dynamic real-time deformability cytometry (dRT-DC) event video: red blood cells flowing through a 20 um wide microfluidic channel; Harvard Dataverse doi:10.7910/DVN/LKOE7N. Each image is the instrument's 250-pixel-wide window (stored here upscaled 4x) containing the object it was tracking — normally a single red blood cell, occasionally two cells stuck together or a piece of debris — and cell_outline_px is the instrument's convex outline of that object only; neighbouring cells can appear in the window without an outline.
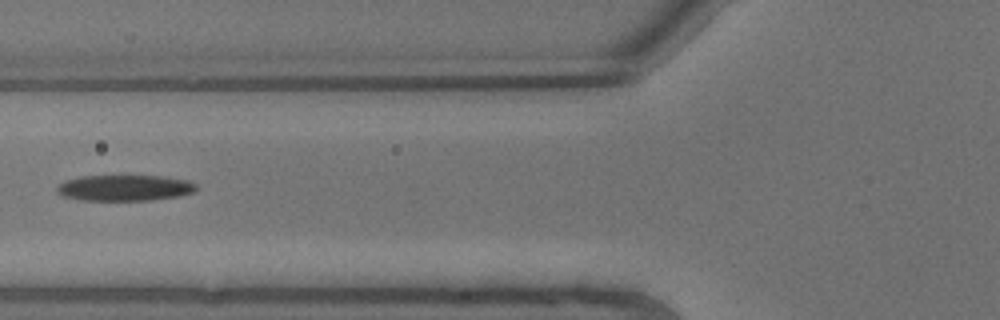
{"species": "common noctule bat (a hibernating species)", "species_latin": "Nyctalus noctula", "temperature_condition": "warm", "stored_images_in_passage": 11, "segment_of_instrument_passage": [2, 2], "camera_frame_rate_fps": 3000, "um_per_image_px": 0.085, "animal": {"sex": "male", "body_mass_g": 13.3}, "frame": {"image": 1, "passage_image": 8, "time_ms": 2.333, "image_size_px": [1000, 320], "cell_outline_px": [[196, 192], [180, 196], [152, 200], [80, 200], [60, 196], [56, 192], [56, 188], [64, 180], [80, 176], [164, 176], [188, 180], [196, 184]], "centroid_in_image_um": [10.59, 15.97], "position_along_channel_um": 115.2, "area_um2": 21.33}}